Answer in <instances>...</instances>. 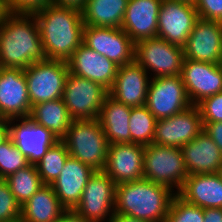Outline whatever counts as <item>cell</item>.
Returning <instances> with one entry per match:
<instances>
[{
  "label": "cell",
  "instance_id": "1",
  "mask_svg": "<svg viewBox=\"0 0 222 222\" xmlns=\"http://www.w3.org/2000/svg\"><path fill=\"white\" fill-rule=\"evenodd\" d=\"M37 20L47 59L67 62L83 43L82 11L75 7L49 4L33 14Z\"/></svg>",
  "mask_w": 222,
  "mask_h": 222
},
{
  "label": "cell",
  "instance_id": "2",
  "mask_svg": "<svg viewBox=\"0 0 222 222\" xmlns=\"http://www.w3.org/2000/svg\"><path fill=\"white\" fill-rule=\"evenodd\" d=\"M45 59L34 15L11 13L0 25V67L25 69Z\"/></svg>",
  "mask_w": 222,
  "mask_h": 222
},
{
  "label": "cell",
  "instance_id": "3",
  "mask_svg": "<svg viewBox=\"0 0 222 222\" xmlns=\"http://www.w3.org/2000/svg\"><path fill=\"white\" fill-rule=\"evenodd\" d=\"M176 194L163 185L142 178L116 185L115 213L149 222H165Z\"/></svg>",
  "mask_w": 222,
  "mask_h": 222
},
{
  "label": "cell",
  "instance_id": "4",
  "mask_svg": "<svg viewBox=\"0 0 222 222\" xmlns=\"http://www.w3.org/2000/svg\"><path fill=\"white\" fill-rule=\"evenodd\" d=\"M61 141L70 157L95 171L104 170L109 142L98 119L72 120Z\"/></svg>",
  "mask_w": 222,
  "mask_h": 222
},
{
  "label": "cell",
  "instance_id": "5",
  "mask_svg": "<svg viewBox=\"0 0 222 222\" xmlns=\"http://www.w3.org/2000/svg\"><path fill=\"white\" fill-rule=\"evenodd\" d=\"M143 177L178 194L188 172L180 148L149 144L144 149Z\"/></svg>",
  "mask_w": 222,
  "mask_h": 222
},
{
  "label": "cell",
  "instance_id": "6",
  "mask_svg": "<svg viewBox=\"0 0 222 222\" xmlns=\"http://www.w3.org/2000/svg\"><path fill=\"white\" fill-rule=\"evenodd\" d=\"M68 73L67 62L47 58L25 68L31 106L62 98Z\"/></svg>",
  "mask_w": 222,
  "mask_h": 222
},
{
  "label": "cell",
  "instance_id": "7",
  "mask_svg": "<svg viewBox=\"0 0 222 222\" xmlns=\"http://www.w3.org/2000/svg\"><path fill=\"white\" fill-rule=\"evenodd\" d=\"M183 48L163 38L153 37L135 43L134 60L151 76L181 75Z\"/></svg>",
  "mask_w": 222,
  "mask_h": 222
},
{
  "label": "cell",
  "instance_id": "8",
  "mask_svg": "<svg viewBox=\"0 0 222 222\" xmlns=\"http://www.w3.org/2000/svg\"><path fill=\"white\" fill-rule=\"evenodd\" d=\"M115 196L116 183L104 171H95L73 211L90 222H111Z\"/></svg>",
  "mask_w": 222,
  "mask_h": 222
},
{
  "label": "cell",
  "instance_id": "9",
  "mask_svg": "<svg viewBox=\"0 0 222 222\" xmlns=\"http://www.w3.org/2000/svg\"><path fill=\"white\" fill-rule=\"evenodd\" d=\"M108 95V90L99 83L69 72L62 100L73 120L97 119Z\"/></svg>",
  "mask_w": 222,
  "mask_h": 222
},
{
  "label": "cell",
  "instance_id": "10",
  "mask_svg": "<svg viewBox=\"0 0 222 222\" xmlns=\"http://www.w3.org/2000/svg\"><path fill=\"white\" fill-rule=\"evenodd\" d=\"M191 105L181 75L151 78L145 106L157 120L169 118Z\"/></svg>",
  "mask_w": 222,
  "mask_h": 222
},
{
  "label": "cell",
  "instance_id": "11",
  "mask_svg": "<svg viewBox=\"0 0 222 222\" xmlns=\"http://www.w3.org/2000/svg\"><path fill=\"white\" fill-rule=\"evenodd\" d=\"M198 18L194 4L162 0L158 14L157 37L183 48Z\"/></svg>",
  "mask_w": 222,
  "mask_h": 222
},
{
  "label": "cell",
  "instance_id": "12",
  "mask_svg": "<svg viewBox=\"0 0 222 222\" xmlns=\"http://www.w3.org/2000/svg\"><path fill=\"white\" fill-rule=\"evenodd\" d=\"M83 43L118 66L134 61L135 43L122 28L85 25Z\"/></svg>",
  "mask_w": 222,
  "mask_h": 222
},
{
  "label": "cell",
  "instance_id": "13",
  "mask_svg": "<svg viewBox=\"0 0 222 222\" xmlns=\"http://www.w3.org/2000/svg\"><path fill=\"white\" fill-rule=\"evenodd\" d=\"M203 130L201 113L197 105L169 118L156 121L153 143L161 146L181 148L195 139Z\"/></svg>",
  "mask_w": 222,
  "mask_h": 222
},
{
  "label": "cell",
  "instance_id": "14",
  "mask_svg": "<svg viewBox=\"0 0 222 222\" xmlns=\"http://www.w3.org/2000/svg\"><path fill=\"white\" fill-rule=\"evenodd\" d=\"M31 108L24 69L0 67V118H28Z\"/></svg>",
  "mask_w": 222,
  "mask_h": 222
},
{
  "label": "cell",
  "instance_id": "15",
  "mask_svg": "<svg viewBox=\"0 0 222 222\" xmlns=\"http://www.w3.org/2000/svg\"><path fill=\"white\" fill-rule=\"evenodd\" d=\"M181 78L192 105L222 92V64L183 59Z\"/></svg>",
  "mask_w": 222,
  "mask_h": 222
},
{
  "label": "cell",
  "instance_id": "16",
  "mask_svg": "<svg viewBox=\"0 0 222 222\" xmlns=\"http://www.w3.org/2000/svg\"><path fill=\"white\" fill-rule=\"evenodd\" d=\"M8 124L10 138L29 164L37 165L49 148L59 141L49 129L34 123L29 117L9 119Z\"/></svg>",
  "mask_w": 222,
  "mask_h": 222
},
{
  "label": "cell",
  "instance_id": "17",
  "mask_svg": "<svg viewBox=\"0 0 222 222\" xmlns=\"http://www.w3.org/2000/svg\"><path fill=\"white\" fill-rule=\"evenodd\" d=\"M184 59L222 63V28L220 22L198 18L186 44Z\"/></svg>",
  "mask_w": 222,
  "mask_h": 222
},
{
  "label": "cell",
  "instance_id": "18",
  "mask_svg": "<svg viewBox=\"0 0 222 222\" xmlns=\"http://www.w3.org/2000/svg\"><path fill=\"white\" fill-rule=\"evenodd\" d=\"M145 146L135 143L109 145L104 172L116 183L132 182L143 177Z\"/></svg>",
  "mask_w": 222,
  "mask_h": 222
},
{
  "label": "cell",
  "instance_id": "19",
  "mask_svg": "<svg viewBox=\"0 0 222 222\" xmlns=\"http://www.w3.org/2000/svg\"><path fill=\"white\" fill-rule=\"evenodd\" d=\"M151 76L135 60L118 66L116 79L108 91L109 96L130 107L144 106Z\"/></svg>",
  "mask_w": 222,
  "mask_h": 222
},
{
  "label": "cell",
  "instance_id": "20",
  "mask_svg": "<svg viewBox=\"0 0 222 222\" xmlns=\"http://www.w3.org/2000/svg\"><path fill=\"white\" fill-rule=\"evenodd\" d=\"M69 72L111 89L118 65L82 43L67 61Z\"/></svg>",
  "mask_w": 222,
  "mask_h": 222
},
{
  "label": "cell",
  "instance_id": "21",
  "mask_svg": "<svg viewBox=\"0 0 222 222\" xmlns=\"http://www.w3.org/2000/svg\"><path fill=\"white\" fill-rule=\"evenodd\" d=\"M161 2L162 0H128L121 28L134 43L157 37Z\"/></svg>",
  "mask_w": 222,
  "mask_h": 222
},
{
  "label": "cell",
  "instance_id": "22",
  "mask_svg": "<svg viewBox=\"0 0 222 222\" xmlns=\"http://www.w3.org/2000/svg\"><path fill=\"white\" fill-rule=\"evenodd\" d=\"M95 170L79 160L68 157L60 175L51 184L60 204L66 210H73L80 202L82 192Z\"/></svg>",
  "mask_w": 222,
  "mask_h": 222
},
{
  "label": "cell",
  "instance_id": "23",
  "mask_svg": "<svg viewBox=\"0 0 222 222\" xmlns=\"http://www.w3.org/2000/svg\"><path fill=\"white\" fill-rule=\"evenodd\" d=\"M180 149L188 175L215 174L222 170V152L204 130Z\"/></svg>",
  "mask_w": 222,
  "mask_h": 222
},
{
  "label": "cell",
  "instance_id": "24",
  "mask_svg": "<svg viewBox=\"0 0 222 222\" xmlns=\"http://www.w3.org/2000/svg\"><path fill=\"white\" fill-rule=\"evenodd\" d=\"M177 195L203 209L222 208V179L219 173L188 175Z\"/></svg>",
  "mask_w": 222,
  "mask_h": 222
},
{
  "label": "cell",
  "instance_id": "25",
  "mask_svg": "<svg viewBox=\"0 0 222 222\" xmlns=\"http://www.w3.org/2000/svg\"><path fill=\"white\" fill-rule=\"evenodd\" d=\"M132 107L119 103L109 95L100 109L98 121L109 145L130 143L129 121Z\"/></svg>",
  "mask_w": 222,
  "mask_h": 222
},
{
  "label": "cell",
  "instance_id": "26",
  "mask_svg": "<svg viewBox=\"0 0 222 222\" xmlns=\"http://www.w3.org/2000/svg\"><path fill=\"white\" fill-rule=\"evenodd\" d=\"M66 209L51 185H44L21 207L20 222H54Z\"/></svg>",
  "mask_w": 222,
  "mask_h": 222
},
{
  "label": "cell",
  "instance_id": "27",
  "mask_svg": "<svg viewBox=\"0 0 222 222\" xmlns=\"http://www.w3.org/2000/svg\"><path fill=\"white\" fill-rule=\"evenodd\" d=\"M128 0H86L82 11L84 25L121 28Z\"/></svg>",
  "mask_w": 222,
  "mask_h": 222
},
{
  "label": "cell",
  "instance_id": "28",
  "mask_svg": "<svg viewBox=\"0 0 222 222\" xmlns=\"http://www.w3.org/2000/svg\"><path fill=\"white\" fill-rule=\"evenodd\" d=\"M29 118L34 123L49 129L59 140L65 136L73 120L62 98L33 105Z\"/></svg>",
  "mask_w": 222,
  "mask_h": 222
},
{
  "label": "cell",
  "instance_id": "29",
  "mask_svg": "<svg viewBox=\"0 0 222 222\" xmlns=\"http://www.w3.org/2000/svg\"><path fill=\"white\" fill-rule=\"evenodd\" d=\"M5 181L21 206L44 186L36 165L32 164L10 174Z\"/></svg>",
  "mask_w": 222,
  "mask_h": 222
},
{
  "label": "cell",
  "instance_id": "30",
  "mask_svg": "<svg viewBox=\"0 0 222 222\" xmlns=\"http://www.w3.org/2000/svg\"><path fill=\"white\" fill-rule=\"evenodd\" d=\"M156 121L157 119L145 105L132 107L129 121L130 143L143 146L152 144Z\"/></svg>",
  "mask_w": 222,
  "mask_h": 222
},
{
  "label": "cell",
  "instance_id": "31",
  "mask_svg": "<svg viewBox=\"0 0 222 222\" xmlns=\"http://www.w3.org/2000/svg\"><path fill=\"white\" fill-rule=\"evenodd\" d=\"M69 156L67 147L61 140L49 148L36 165L44 185H51L56 181Z\"/></svg>",
  "mask_w": 222,
  "mask_h": 222
},
{
  "label": "cell",
  "instance_id": "32",
  "mask_svg": "<svg viewBox=\"0 0 222 222\" xmlns=\"http://www.w3.org/2000/svg\"><path fill=\"white\" fill-rule=\"evenodd\" d=\"M28 165L27 157L20 152L11 138L0 145V179H5Z\"/></svg>",
  "mask_w": 222,
  "mask_h": 222
},
{
  "label": "cell",
  "instance_id": "33",
  "mask_svg": "<svg viewBox=\"0 0 222 222\" xmlns=\"http://www.w3.org/2000/svg\"><path fill=\"white\" fill-rule=\"evenodd\" d=\"M165 222H204V209L185 202L176 194L172 198Z\"/></svg>",
  "mask_w": 222,
  "mask_h": 222
},
{
  "label": "cell",
  "instance_id": "34",
  "mask_svg": "<svg viewBox=\"0 0 222 222\" xmlns=\"http://www.w3.org/2000/svg\"><path fill=\"white\" fill-rule=\"evenodd\" d=\"M21 207L5 179H0V222H20Z\"/></svg>",
  "mask_w": 222,
  "mask_h": 222
},
{
  "label": "cell",
  "instance_id": "35",
  "mask_svg": "<svg viewBox=\"0 0 222 222\" xmlns=\"http://www.w3.org/2000/svg\"><path fill=\"white\" fill-rule=\"evenodd\" d=\"M197 106L202 123L222 122V92L204 98Z\"/></svg>",
  "mask_w": 222,
  "mask_h": 222
},
{
  "label": "cell",
  "instance_id": "36",
  "mask_svg": "<svg viewBox=\"0 0 222 222\" xmlns=\"http://www.w3.org/2000/svg\"><path fill=\"white\" fill-rule=\"evenodd\" d=\"M194 6L199 18L217 22L222 20V0H196Z\"/></svg>",
  "mask_w": 222,
  "mask_h": 222
},
{
  "label": "cell",
  "instance_id": "37",
  "mask_svg": "<svg viewBox=\"0 0 222 222\" xmlns=\"http://www.w3.org/2000/svg\"><path fill=\"white\" fill-rule=\"evenodd\" d=\"M13 14H34L52 4V0H7Z\"/></svg>",
  "mask_w": 222,
  "mask_h": 222
},
{
  "label": "cell",
  "instance_id": "38",
  "mask_svg": "<svg viewBox=\"0 0 222 222\" xmlns=\"http://www.w3.org/2000/svg\"><path fill=\"white\" fill-rule=\"evenodd\" d=\"M203 130L222 152V122L203 123Z\"/></svg>",
  "mask_w": 222,
  "mask_h": 222
},
{
  "label": "cell",
  "instance_id": "39",
  "mask_svg": "<svg viewBox=\"0 0 222 222\" xmlns=\"http://www.w3.org/2000/svg\"><path fill=\"white\" fill-rule=\"evenodd\" d=\"M204 222H222V208L204 209Z\"/></svg>",
  "mask_w": 222,
  "mask_h": 222
},
{
  "label": "cell",
  "instance_id": "40",
  "mask_svg": "<svg viewBox=\"0 0 222 222\" xmlns=\"http://www.w3.org/2000/svg\"><path fill=\"white\" fill-rule=\"evenodd\" d=\"M54 222H90L79 216L73 210H66L56 221Z\"/></svg>",
  "mask_w": 222,
  "mask_h": 222
},
{
  "label": "cell",
  "instance_id": "41",
  "mask_svg": "<svg viewBox=\"0 0 222 222\" xmlns=\"http://www.w3.org/2000/svg\"><path fill=\"white\" fill-rule=\"evenodd\" d=\"M86 3V0H52V4L59 6H69L82 9Z\"/></svg>",
  "mask_w": 222,
  "mask_h": 222
},
{
  "label": "cell",
  "instance_id": "42",
  "mask_svg": "<svg viewBox=\"0 0 222 222\" xmlns=\"http://www.w3.org/2000/svg\"><path fill=\"white\" fill-rule=\"evenodd\" d=\"M10 138V127L8 120L0 119V145L5 143Z\"/></svg>",
  "mask_w": 222,
  "mask_h": 222
},
{
  "label": "cell",
  "instance_id": "43",
  "mask_svg": "<svg viewBox=\"0 0 222 222\" xmlns=\"http://www.w3.org/2000/svg\"><path fill=\"white\" fill-rule=\"evenodd\" d=\"M111 222H149L143 219L134 218L125 214H116L114 213Z\"/></svg>",
  "mask_w": 222,
  "mask_h": 222
},
{
  "label": "cell",
  "instance_id": "44",
  "mask_svg": "<svg viewBox=\"0 0 222 222\" xmlns=\"http://www.w3.org/2000/svg\"><path fill=\"white\" fill-rule=\"evenodd\" d=\"M11 14L7 0H0V25L5 22L7 17Z\"/></svg>",
  "mask_w": 222,
  "mask_h": 222
},
{
  "label": "cell",
  "instance_id": "45",
  "mask_svg": "<svg viewBox=\"0 0 222 222\" xmlns=\"http://www.w3.org/2000/svg\"><path fill=\"white\" fill-rule=\"evenodd\" d=\"M176 1H184V2H188V3H192V4H194L196 2V0H176Z\"/></svg>",
  "mask_w": 222,
  "mask_h": 222
},
{
  "label": "cell",
  "instance_id": "46",
  "mask_svg": "<svg viewBox=\"0 0 222 222\" xmlns=\"http://www.w3.org/2000/svg\"><path fill=\"white\" fill-rule=\"evenodd\" d=\"M219 175H220V177H221V179H222V170L219 172Z\"/></svg>",
  "mask_w": 222,
  "mask_h": 222
}]
</instances>
